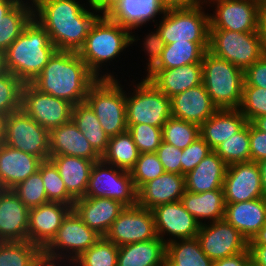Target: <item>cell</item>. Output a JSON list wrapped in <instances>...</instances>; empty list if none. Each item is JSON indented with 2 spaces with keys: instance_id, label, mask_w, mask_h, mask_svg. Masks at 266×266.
<instances>
[{
  "instance_id": "cell-1",
  "label": "cell",
  "mask_w": 266,
  "mask_h": 266,
  "mask_svg": "<svg viewBox=\"0 0 266 266\" xmlns=\"http://www.w3.org/2000/svg\"><path fill=\"white\" fill-rule=\"evenodd\" d=\"M33 17L47 31L57 50L78 52L103 13L101 0H88L91 9L76 0H32ZM95 10L90 12V10ZM95 14H94V13Z\"/></svg>"
},
{
  "instance_id": "cell-2",
  "label": "cell",
  "mask_w": 266,
  "mask_h": 266,
  "mask_svg": "<svg viewBox=\"0 0 266 266\" xmlns=\"http://www.w3.org/2000/svg\"><path fill=\"white\" fill-rule=\"evenodd\" d=\"M97 80L78 52L56 50L30 83L41 92L77 105L85 102L88 90Z\"/></svg>"
},
{
  "instance_id": "cell-3",
  "label": "cell",
  "mask_w": 266,
  "mask_h": 266,
  "mask_svg": "<svg viewBox=\"0 0 266 266\" xmlns=\"http://www.w3.org/2000/svg\"><path fill=\"white\" fill-rule=\"evenodd\" d=\"M56 50L47 31L33 17L4 52L6 70L23 83H30Z\"/></svg>"
},
{
  "instance_id": "cell-4",
  "label": "cell",
  "mask_w": 266,
  "mask_h": 266,
  "mask_svg": "<svg viewBox=\"0 0 266 266\" xmlns=\"http://www.w3.org/2000/svg\"><path fill=\"white\" fill-rule=\"evenodd\" d=\"M133 32L110 20L104 13L92 25L83 47L78 51L81 59L98 79H114L113 74H101L106 62L112 61L120 52L138 40ZM137 38V39H136ZM100 74V75H99ZM100 76V77H99Z\"/></svg>"
},
{
  "instance_id": "cell-5",
  "label": "cell",
  "mask_w": 266,
  "mask_h": 266,
  "mask_svg": "<svg viewBox=\"0 0 266 266\" xmlns=\"http://www.w3.org/2000/svg\"><path fill=\"white\" fill-rule=\"evenodd\" d=\"M156 31L149 33L143 45H166L178 42H209L210 22L202 6L168 9Z\"/></svg>"
},
{
  "instance_id": "cell-6",
  "label": "cell",
  "mask_w": 266,
  "mask_h": 266,
  "mask_svg": "<svg viewBox=\"0 0 266 266\" xmlns=\"http://www.w3.org/2000/svg\"><path fill=\"white\" fill-rule=\"evenodd\" d=\"M202 77L218 109H239L245 82L242 69L206 51L202 58Z\"/></svg>"
},
{
  "instance_id": "cell-7",
  "label": "cell",
  "mask_w": 266,
  "mask_h": 266,
  "mask_svg": "<svg viewBox=\"0 0 266 266\" xmlns=\"http://www.w3.org/2000/svg\"><path fill=\"white\" fill-rule=\"evenodd\" d=\"M119 83L116 78L98 79L88 90L85 100L109 137L128 130L126 93Z\"/></svg>"
},
{
  "instance_id": "cell-8",
  "label": "cell",
  "mask_w": 266,
  "mask_h": 266,
  "mask_svg": "<svg viewBox=\"0 0 266 266\" xmlns=\"http://www.w3.org/2000/svg\"><path fill=\"white\" fill-rule=\"evenodd\" d=\"M209 52L245 71L266 53L259 32L210 29Z\"/></svg>"
},
{
  "instance_id": "cell-9",
  "label": "cell",
  "mask_w": 266,
  "mask_h": 266,
  "mask_svg": "<svg viewBox=\"0 0 266 266\" xmlns=\"http://www.w3.org/2000/svg\"><path fill=\"white\" fill-rule=\"evenodd\" d=\"M134 88L126 94L127 127L142 123L162 128L172 116L171 99L146 78Z\"/></svg>"
},
{
  "instance_id": "cell-10",
  "label": "cell",
  "mask_w": 266,
  "mask_h": 266,
  "mask_svg": "<svg viewBox=\"0 0 266 266\" xmlns=\"http://www.w3.org/2000/svg\"><path fill=\"white\" fill-rule=\"evenodd\" d=\"M2 143L35 155L42 161L50 157L49 131L22 109L3 117Z\"/></svg>"
},
{
  "instance_id": "cell-11",
  "label": "cell",
  "mask_w": 266,
  "mask_h": 266,
  "mask_svg": "<svg viewBox=\"0 0 266 266\" xmlns=\"http://www.w3.org/2000/svg\"><path fill=\"white\" fill-rule=\"evenodd\" d=\"M85 197L110 198L126 207L137 205V189L130 171L107 164L102 159L92 166Z\"/></svg>"
},
{
  "instance_id": "cell-12",
  "label": "cell",
  "mask_w": 266,
  "mask_h": 266,
  "mask_svg": "<svg viewBox=\"0 0 266 266\" xmlns=\"http://www.w3.org/2000/svg\"><path fill=\"white\" fill-rule=\"evenodd\" d=\"M73 104L41 92L31 83L22 88L21 109L49 132L71 121Z\"/></svg>"
},
{
  "instance_id": "cell-13",
  "label": "cell",
  "mask_w": 266,
  "mask_h": 266,
  "mask_svg": "<svg viewBox=\"0 0 266 266\" xmlns=\"http://www.w3.org/2000/svg\"><path fill=\"white\" fill-rule=\"evenodd\" d=\"M101 237L100 234L89 228L71 210L63 219L56 236L43 251L52 256L63 257L74 261L83 252L92 247Z\"/></svg>"
},
{
  "instance_id": "cell-14",
  "label": "cell",
  "mask_w": 266,
  "mask_h": 266,
  "mask_svg": "<svg viewBox=\"0 0 266 266\" xmlns=\"http://www.w3.org/2000/svg\"><path fill=\"white\" fill-rule=\"evenodd\" d=\"M105 237L116 246L157 238L152 210L138 205L126 207L112 223Z\"/></svg>"
},
{
  "instance_id": "cell-15",
  "label": "cell",
  "mask_w": 266,
  "mask_h": 266,
  "mask_svg": "<svg viewBox=\"0 0 266 266\" xmlns=\"http://www.w3.org/2000/svg\"><path fill=\"white\" fill-rule=\"evenodd\" d=\"M203 252L213 261L237 255L249 247L248 240L224 219L204 223L196 236Z\"/></svg>"
},
{
  "instance_id": "cell-16",
  "label": "cell",
  "mask_w": 266,
  "mask_h": 266,
  "mask_svg": "<svg viewBox=\"0 0 266 266\" xmlns=\"http://www.w3.org/2000/svg\"><path fill=\"white\" fill-rule=\"evenodd\" d=\"M209 14L210 29L258 32L259 4L254 0H220Z\"/></svg>"
},
{
  "instance_id": "cell-17",
  "label": "cell",
  "mask_w": 266,
  "mask_h": 266,
  "mask_svg": "<svg viewBox=\"0 0 266 266\" xmlns=\"http://www.w3.org/2000/svg\"><path fill=\"white\" fill-rule=\"evenodd\" d=\"M223 193L225 204L265 197L261 189L260 169L256 162H241L227 166Z\"/></svg>"
},
{
  "instance_id": "cell-18",
  "label": "cell",
  "mask_w": 266,
  "mask_h": 266,
  "mask_svg": "<svg viewBox=\"0 0 266 266\" xmlns=\"http://www.w3.org/2000/svg\"><path fill=\"white\" fill-rule=\"evenodd\" d=\"M157 236L165 244L177 240L195 238L201 224L184 208L181 201L166 203L152 209ZM171 236L165 240V235Z\"/></svg>"
},
{
  "instance_id": "cell-19",
  "label": "cell",
  "mask_w": 266,
  "mask_h": 266,
  "mask_svg": "<svg viewBox=\"0 0 266 266\" xmlns=\"http://www.w3.org/2000/svg\"><path fill=\"white\" fill-rule=\"evenodd\" d=\"M148 55L147 69H171L202 63L209 42H174L166 45H143Z\"/></svg>"
},
{
  "instance_id": "cell-20",
  "label": "cell",
  "mask_w": 266,
  "mask_h": 266,
  "mask_svg": "<svg viewBox=\"0 0 266 266\" xmlns=\"http://www.w3.org/2000/svg\"><path fill=\"white\" fill-rule=\"evenodd\" d=\"M101 3L110 20L131 32L150 20L155 22L154 18L166 11L161 0H101Z\"/></svg>"
},
{
  "instance_id": "cell-21",
  "label": "cell",
  "mask_w": 266,
  "mask_h": 266,
  "mask_svg": "<svg viewBox=\"0 0 266 266\" xmlns=\"http://www.w3.org/2000/svg\"><path fill=\"white\" fill-rule=\"evenodd\" d=\"M71 210V206L58 202H48L31 208L27 240L43 250L56 236L63 219Z\"/></svg>"
},
{
  "instance_id": "cell-22",
  "label": "cell",
  "mask_w": 266,
  "mask_h": 266,
  "mask_svg": "<svg viewBox=\"0 0 266 266\" xmlns=\"http://www.w3.org/2000/svg\"><path fill=\"white\" fill-rule=\"evenodd\" d=\"M125 208L121 202L110 198L83 197L75 200L72 210L89 228L105 236Z\"/></svg>"
},
{
  "instance_id": "cell-23",
  "label": "cell",
  "mask_w": 266,
  "mask_h": 266,
  "mask_svg": "<svg viewBox=\"0 0 266 266\" xmlns=\"http://www.w3.org/2000/svg\"><path fill=\"white\" fill-rule=\"evenodd\" d=\"M29 210L11 189H0V242L27 240Z\"/></svg>"
},
{
  "instance_id": "cell-24",
  "label": "cell",
  "mask_w": 266,
  "mask_h": 266,
  "mask_svg": "<svg viewBox=\"0 0 266 266\" xmlns=\"http://www.w3.org/2000/svg\"><path fill=\"white\" fill-rule=\"evenodd\" d=\"M170 99L173 117L199 126L218 110L204 84L191 87Z\"/></svg>"
},
{
  "instance_id": "cell-25",
  "label": "cell",
  "mask_w": 266,
  "mask_h": 266,
  "mask_svg": "<svg viewBox=\"0 0 266 266\" xmlns=\"http://www.w3.org/2000/svg\"><path fill=\"white\" fill-rule=\"evenodd\" d=\"M149 80L169 98L203 84L202 63H192L171 69H147Z\"/></svg>"
},
{
  "instance_id": "cell-26",
  "label": "cell",
  "mask_w": 266,
  "mask_h": 266,
  "mask_svg": "<svg viewBox=\"0 0 266 266\" xmlns=\"http://www.w3.org/2000/svg\"><path fill=\"white\" fill-rule=\"evenodd\" d=\"M42 160L0 142V189H12L35 174Z\"/></svg>"
},
{
  "instance_id": "cell-27",
  "label": "cell",
  "mask_w": 266,
  "mask_h": 266,
  "mask_svg": "<svg viewBox=\"0 0 266 266\" xmlns=\"http://www.w3.org/2000/svg\"><path fill=\"white\" fill-rule=\"evenodd\" d=\"M185 192V175L165 172L145 183L137 191V205L149 210L181 200Z\"/></svg>"
},
{
  "instance_id": "cell-28",
  "label": "cell",
  "mask_w": 266,
  "mask_h": 266,
  "mask_svg": "<svg viewBox=\"0 0 266 266\" xmlns=\"http://www.w3.org/2000/svg\"><path fill=\"white\" fill-rule=\"evenodd\" d=\"M50 157L53 155H68L85 158L94 162L101 160V156L90 145L74 122L60 125L49 132Z\"/></svg>"
},
{
  "instance_id": "cell-29",
  "label": "cell",
  "mask_w": 266,
  "mask_h": 266,
  "mask_svg": "<svg viewBox=\"0 0 266 266\" xmlns=\"http://www.w3.org/2000/svg\"><path fill=\"white\" fill-rule=\"evenodd\" d=\"M223 219L249 242L266 224V197L226 204Z\"/></svg>"
},
{
  "instance_id": "cell-30",
  "label": "cell",
  "mask_w": 266,
  "mask_h": 266,
  "mask_svg": "<svg viewBox=\"0 0 266 266\" xmlns=\"http://www.w3.org/2000/svg\"><path fill=\"white\" fill-rule=\"evenodd\" d=\"M247 123L239 109H218L200 125V137L214 150Z\"/></svg>"
},
{
  "instance_id": "cell-31",
  "label": "cell",
  "mask_w": 266,
  "mask_h": 266,
  "mask_svg": "<svg viewBox=\"0 0 266 266\" xmlns=\"http://www.w3.org/2000/svg\"><path fill=\"white\" fill-rule=\"evenodd\" d=\"M227 164L212 151L185 175V190L192 193L223 189Z\"/></svg>"
},
{
  "instance_id": "cell-32",
  "label": "cell",
  "mask_w": 266,
  "mask_h": 266,
  "mask_svg": "<svg viewBox=\"0 0 266 266\" xmlns=\"http://www.w3.org/2000/svg\"><path fill=\"white\" fill-rule=\"evenodd\" d=\"M49 159L58 169L68 194L74 200L85 197L90 172L95 162L68 155H53Z\"/></svg>"
},
{
  "instance_id": "cell-33",
  "label": "cell",
  "mask_w": 266,
  "mask_h": 266,
  "mask_svg": "<svg viewBox=\"0 0 266 266\" xmlns=\"http://www.w3.org/2000/svg\"><path fill=\"white\" fill-rule=\"evenodd\" d=\"M166 244L157 237L119 246L117 266H165Z\"/></svg>"
},
{
  "instance_id": "cell-34",
  "label": "cell",
  "mask_w": 266,
  "mask_h": 266,
  "mask_svg": "<svg viewBox=\"0 0 266 266\" xmlns=\"http://www.w3.org/2000/svg\"><path fill=\"white\" fill-rule=\"evenodd\" d=\"M180 201L186 211L201 225L203 220L206 221V219L215 222L224 218L226 204L223 189L201 193H192L185 190Z\"/></svg>"
},
{
  "instance_id": "cell-35",
  "label": "cell",
  "mask_w": 266,
  "mask_h": 266,
  "mask_svg": "<svg viewBox=\"0 0 266 266\" xmlns=\"http://www.w3.org/2000/svg\"><path fill=\"white\" fill-rule=\"evenodd\" d=\"M71 120L83 132L95 151L102 156L108 148L109 136L102 129L92 108L86 102L74 105Z\"/></svg>"
},
{
  "instance_id": "cell-36",
  "label": "cell",
  "mask_w": 266,
  "mask_h": 266,
  "mask_svg": "<svg viewBox=\"0 0 266 266\" xmlns=\"http://www.w3.org/2000/svg\"><path fill=\"white\" fill-rule=\"evenodd\" d=\"M198 239L176 240L166 244L165 266H213Z\"/></svg>"
},
{
  "instance_id": "cell-37",
  "label": "cell",
  "mask_w": 266,
  "mask_h": 266,
  "mask_svg": "<svg viewBox=\"0 0 266 266\" xmlns=\"http://www.w3.org/2000/svg\"><path fill=\"white\" fill-rule=\"evenodd\" d=\"M28 1V0H27ZM20 0L0 19V51L7 48L20 36L24 27L33 18V2ZM26 2V3H25ZM31 4V5H30Z\"/></svg>"
},
{
  "instance_id": "cell-38",
  "label": "cell",
  "mask_w": 266,
  "mask_h": 266,
  "mask_svg": "<svg viewBox=\"0 0 266 266\" xmlns=\"http://www.w3.org/2000/svg\"><path fill=\"white\" fill-rule=\"evenodd\" d=\"M140 156L132 135L126 131L109 137L108 148L101 159L117 168L130 171Z\"/></svg>"
},
{
  "instance_id": "cell-39",
  "label": "cell",
  "mask_w": 266,
  "mask_h": 266,
  "mask_svg": "<svg viewBox=\"0 0 266 266\" xmlns=\"http://www.w3.org/2000/svg\"><path fill=\"white\" fill-rule=\"evenodd\" d=\"M41 251L28 240L0 242V266H33Z\"/></svg>"
},
{
  "instance_id": "cell-40",
  "label": "cell",
  "mask_w": 266,
  "mask_h": 266,
  "mask_svg": "<svg viewBox=\"0 0 266 266\" xmlns=\"http://www.w3.org/2000/svg\"><path fill=\"white\" fill-rule=\"evenodd\" d=\"M249 122L213 151L227 164L250 161Z\"/></svg>"
},
{
  "instance_id": "cell-41",
  "label": "cell",
  "mask_w": 266,
  "mask_h": 266,
  "mask_svg": "<svg viewBox=\"0 0 266 266\" xmlns=\"http://www.w3.org/2000/svg\"><path fill=\"white\" fill-rule=\"evenodd\" d=\"M200 137V126L171 116L162 127L163 141L185 149Z\"/></svg>"
},
{
  "instance_id": "cell-42",
  "label": "cell",
  "mask_w": 266,
  "mask_h": 266,
  "mask_svg": "<svg viewBox=\"0 0 266 266\" xmlns=\"http://www.w3.org/2000/svg\"><path fill=\"white\" fill-rule=\"evenodd\" d=\"M38 171L44 182L49 202H58L73 207L75 200L68 194L64 181L54 163L48 159L40 163Z\"/></svg>"
},
{
  "instance_id": "cell-43",
  "label": "cell",
  "mask_w": 266,
  "mask_h": 266,
  "mask_svg": "<svg viewBox=\"0 0 266 266\" xmlns=\"http://www.w3.org/2000/svg\"><path fill=\"white\" fill-rule=\"evenodd\" d=\"M119 246L102 236L74 260V266H117Z\"/></svg>"
},
{
  "instance_id": "cell-44",
  "label": "cell",
  "mask_w": 266,
  "mask_h": 266,
  "mask_svg": "<svg viewBox=\"0 0 266 266\" xmlns=\"http://www.w3.org/2000/svg\"><path fill=\"white\" fill-rule=\"evenodd\" d=\"M24 83L7 71L0 76V115L6 117L21 109Z\"/></svg>"
},
{
  "instance_id": "cell-45",
  "label": "cell",
  "mask_w": 266,
  "mask_h": 266,
  "mask_svg": "<svg viewBox=\"0 0 266 266\" xmlns=\"http://www.w3.org/2000/svg\"><path fill=\"white\" fill-rule=\"evenodd\" d=\"M11 190L28 209L49 202L46 196L44 182L39 171L28 177L26 180L18 183Z\"/></svg>"
},
{
  "instance_id": "cell-46",
  "label": "cell",
  "mask_w": 266,
  "mask_h": 266,
  "mask_svg": "<svg viewBox=\"0 0 266 266\" xmlns=\"http://www.w3.org/2000/svg\"><path fill=\"white\" fill-rule=\"evenodd\" d=\"M137 191L147 182L165 173L156 153L140 154L135 166L130 170Z\"/></svg>"
},
{
  "instance_id": "cell-47",
  "label": "cell",
  "mask_w": 266,
  "mask_h": 266,
  "mask_svg": "<svg viewBox=\"0 0 266 266\" xmlns=\"http://www.w3.org/2000/svg\"><path fill=\"white\" fill-rule=\"evenodd\" d=\"M239 110L248 122L266 116V89L244 85Z\"/></svg>"
},
{
  "instance_id": "cell-48",
  "label": "cell",
  "mask_w": 266,
  "mask_h": 266,
  "mask_svg": "<svg viewBox=\"0 0 266 266\" xmlns=\"http://www.w3.org/2000/svg\"><path fill=\"white\" fill-rule=\"evenodd\" d=\"M140 154L155 153L163 141L162 128L149 124L131 125L127 130Z\"/></svg>"
},
{
  "instance_id": "cell-49",
  "label": "cell",
  "mask_w": 266,
  "mask_h": 266,
  "mask_svg": "<svg viewBox=\"0 0 266 266\" xmlns=\"http://www.w3.org/2000/svg\"><path fill=\"white\" fill-rule=\"evenodd\" d=\"M212 151L210 146L201 137H198L182 150V175L192 171Z\"/></svg>"
},
{
  "instance_id": "cell-50",
  "label": "cell",
  "mask_w": 266,
  "mask_h": 266,
  "mask_svg": "<svg viewBox=\"0 0 266 266\" xmlns=\"http://www.w3.org/2000/svg\"><path fill=\"white\" fill-rule=\"evenodd\" d=\"M165 172L182 175V150L164 141L155 152Z\"/></svg>"
},
{
  "instance_id": "cell-51",
  "label": "cell",
  "mask_w": 266,
  "mask_h": 266,
  "mask_svg": "<svg viewBox=\"0 0 266 266\" xmlns=\"http://www.w3.org/2000/svg\"><path fill=\"white\" fill-rule=\"evenodd\" d=\"M250 161L258 162L266 159V132L257 129L249 122Z\"/></svg>"
},
{
  "instance_id": "cell-52",
  "label": "cell",
  "mask_w": 266,
  "mask_h": 266,
  "mask_svg": "<svg viewBox=\"0 0 266 266\" xmlns=\"http://www.w3.org/2000/svg\"><path fill=\"white\" fill-rule=\"evenodd\" d=\"M244 85L266 89V53L244 71Z\"/></svg>"
},
{
  "instance_id": "cell-53",
  "label": "cell",
  "mask_w": 266,
  "mask_h": 266,
  "mask_svg": "<svg viewBox=\"0 0 266 266\" xmlns=\"http://www.w3.org/2000/svg\"><path fill=\"white\" fill-rule=\"evenodd\" d=\"M250 263L251 254L248 248L237 255L215 260L213 266H248Z\"/></svg>"
},
{
  "instance_id": "cell-54",
  "label": "cell",
  "mask_w": 266,
  "mask_h": 266,
  "mask_svg": "<svg viewBox=\"0 0 266 266\" xmlns=\"http://www.w3.org/2000/svg\"><path fill=\"white\" fill-rule=\"evenodd\" d=\"M62 261V262H61ZM67 261V265L74 266V261L63 258V257H56L49 254H46L43 250L41 253L37 256L33 266H62V264ZM69 261V262H68ZM61 263V264H60Z\"/></svg>"
},
{
  "instance_id": "cell-55",
  "label": "cell",
  "mask_w": 266,
  "mask_h": 266,
  "mask_svg": "<svg viewBox=\"0 0 266 266\" xmlns=\"http://www.w3.org/2000/svg\"><path fill=\"white\" fill-rule=\"evenodd\" d=\"M205 0H161V4L166 10L180 8H194L203 6Z\"/></svg>"
},
{
  "instance_id": "cell-56",
  "label": "cell",
  "mask_w": 266,
  "mask_h": 266,
  "mask_svg": "<svg viewBox=\"0 0 266 266\" xmlns=\"http://www.w3.org/2000/svg\"><path fill=\"white\" fill-rule=\"evenodd\" d=\"M251 263L254 266H266V245H249Z\"/></svg>"
},
{
  "instance_id": "cell-57",
  "label": "cell",
  "mask_w": 266,
  "mask_h": 266,
  "mask_svg": "<svg viewBox=\"0 0 266 266\" xmlns=\"http://www.w3.org/2000/svg\"><path fill=\"white\" fill-rule=\"evenodd\" d=\"M258 32L266 46V2L259 4Z\"/></svg>"
},
{
  "instance_id": "cell-58",
  "label": "cell",
  "mask_w": 266,
  "mask_h": 266,
  "mask_svg": "<svg viewBox=\"0 0 266 266\" xmlns=\"http://www.w3.org/2000/svg\"><path fill=\"white\" fill-rule=\"evenodd\" d=\"M249 245H266V224L249 241Z\"/></svg>"
},
{
  "instance_id": "cell-59",
  "label": "cell",
  "mask_w": 266,
  "mask_h": 266,
  "mask_svg": "<svg viewBox=\"0 0 266 266\" xmlns=\"http://www.w3.org/2000/svg\"><path fill=\"white\" fill-rule=\"evenodd\" d=\"M20 0H0V19L5 16Z\"/></svg>"
},
{
  "instance_id": "cell-60",
  "label": "cell",
  "mask_w": 266,
  "mask_h": 266,
  "mask_svg": "<svg viewBox=\"0 0 266 266\" xmlns=\"http://www.w3.org/2000/svg\"><path fill=\"white\" fill-rule=\"evenodd\" d=\"M261 175V189L266 197V159L257 162Z\"/></svg>"
},
{
  "instance_id": "cell-61",
  "label": "cell",
  "mask_w": 266,
  "mask_h": 266,
  "mask_svg": "<svg viewBox=\"0 0 266 266\" xmlns=\"http://www.w3.org/2000/svg\"><path fill=\"white\" fill-rule=\"evenodd\" d=\"M257 129L266 132V116H260L255 118L251 122Z\"/></svg>"
},
{
  "instance_id": "cell-62",
  "label": "cell",
  "mask_w": 266,
  "mask_h": 266,
  "mask_svg": "<svg viewBox=\"0 0 266 266\" xmlns=\"http://www.w3.org/2000/svg\"><path fill=\"white\" fill-rule=\"evenodd\" d=\"M6 66H5V54L0 51V76L6 73Z\"/></svg>"
},
{
  "instance_id": "cell-63",
  "label": "cell",
  "mask_w": 266,
  "mask_h": 266,
  "mask_svg": "<svg viewBox=\"0 0 266 266\" xmlns=\"http://www.w3.org/2000/svg\"><path fill=\"white\" fill-rule=\"evenodd\" d=\"M3 116L0 115V142L2 141Z\"/></svg>"
},
{
  "instance_id": "cell-64",
  "label": "cell",
  "mask_w": 266,
  "mask_h": 266,
  "mask_svg": "<svg viewBox=\"0 0 266 266\" xmlns=\"http://www.w3.org/2000/svg\"><path fill=\"white\" fill-rule=\"evenodd\" d=\"M207 1H208L209 3H208ZM216 1H220V0H205V5H206V4L209 5L210 3H212V2H216Z\"/></svg>"
},
{
  "instance_id": "cell-65",
  "label": "cell",
  "mask_w": 266,
  "mask_h": 266,
  "mask_svg": "<svg viewBox=\"0 0 266 266\" xmlns=\"http://www.w3.org/2000/svg\"><path fill=\"white\" fill-rule=\"evenodd\" d=\"M254 1L257 2L258 4L266 2V0H254Z\"/></svg>"
}]
</instances>
